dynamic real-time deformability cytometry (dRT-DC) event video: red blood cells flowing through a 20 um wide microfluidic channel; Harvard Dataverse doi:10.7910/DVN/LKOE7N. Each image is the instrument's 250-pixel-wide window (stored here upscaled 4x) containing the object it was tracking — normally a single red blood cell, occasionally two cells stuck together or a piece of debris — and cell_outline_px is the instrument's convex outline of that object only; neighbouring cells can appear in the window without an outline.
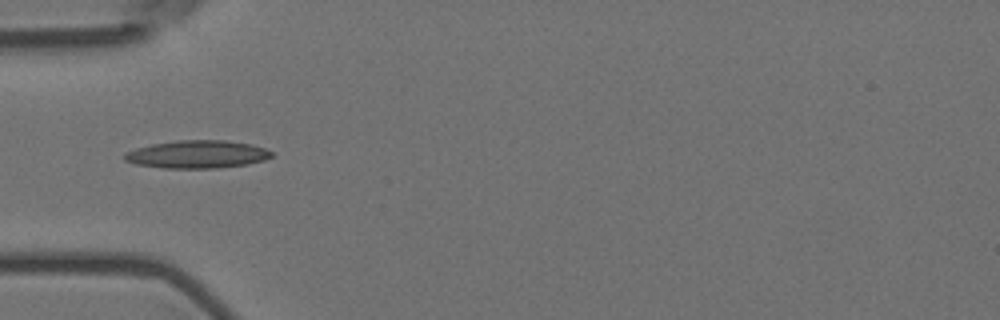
{"species": "Egyptian fruit bat (a non-hibernating species)", "species_latin": "Rousettus aegyptiacus", "temperature_condition": "room temperature", "stored_images_in_passage": 8, "camera_frame_rate_fps": 3000, "um_per_image_px": 0.085, "animal": {"sex": "female"}, "frame": {"image": 1, "passage_image": 6, "time_ms": 1.667, "image_size_px": [1000, 320], "cell_outline_px": [[272, 156], [264, 160], [248, 164], [216, 168], [164, 168], [136, 164], [124, 160], [124, 152], [136, 148], [152, 144], [176, 140], [224, 140], [252, 144], [264, 148], [272, 152]], "centroid_in_image_um": [16.75, 13.11], "position_along_channel_um": 68.2, "area_um2": 23.87}}
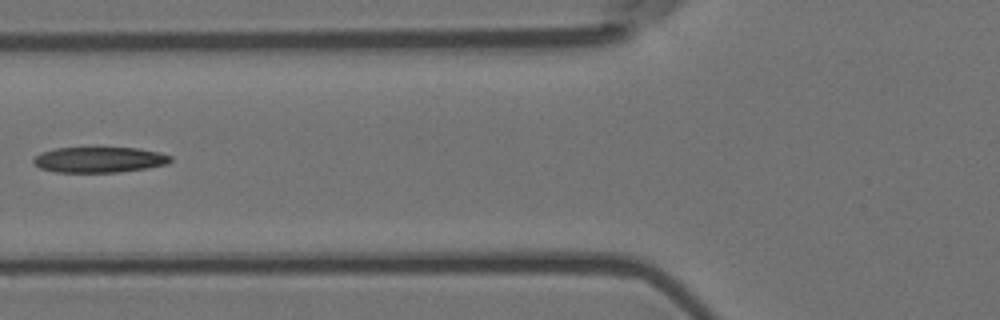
{"frame": {"image": 2, "passage_image": 7, "time_ms": 2.0, "image_size_px": [1000, 320], "cell_outline_px": [[172, 160], [168, 164], [148, 168], [120, 172], [56, 172], [40, 168], [32, 164], [32, 160], [40, 152], [56, 148], [140, 148], [160, 152], [172, 156]], "centroid_in_image_um": [8.45, 13.58], "position_along_channel_um": 117.3, "area_um2": 20.63}}
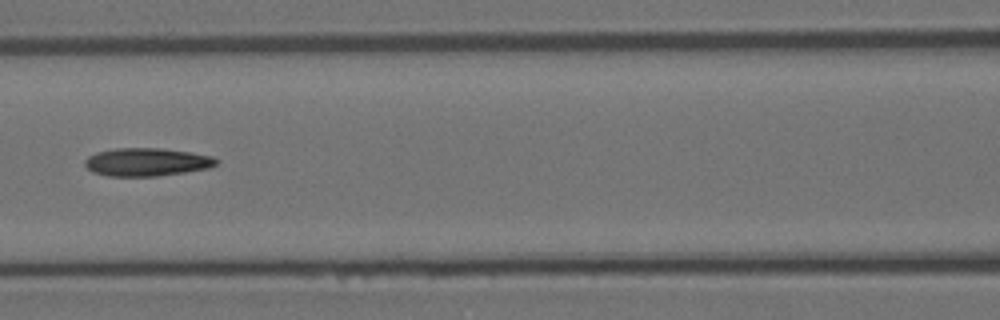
{"frame": {"image": 3, "passage_image": 8, "time_ms": 2.333, "image_size_px": [1000, 320], "cell_outline_px": [[220, 160], [216, 164], [208, 168], [184, 172], [156, 176], [108, 176], [92, 172], [84, 164], [84, 160], [88, 156], [96, 152], [116, 148], [160, 148], [192, 152], [212, 156]], "centroid_in_image_um": [12.46, 13.76], "position_along_channel_um": 154.1, "area_um2": 21.56}}